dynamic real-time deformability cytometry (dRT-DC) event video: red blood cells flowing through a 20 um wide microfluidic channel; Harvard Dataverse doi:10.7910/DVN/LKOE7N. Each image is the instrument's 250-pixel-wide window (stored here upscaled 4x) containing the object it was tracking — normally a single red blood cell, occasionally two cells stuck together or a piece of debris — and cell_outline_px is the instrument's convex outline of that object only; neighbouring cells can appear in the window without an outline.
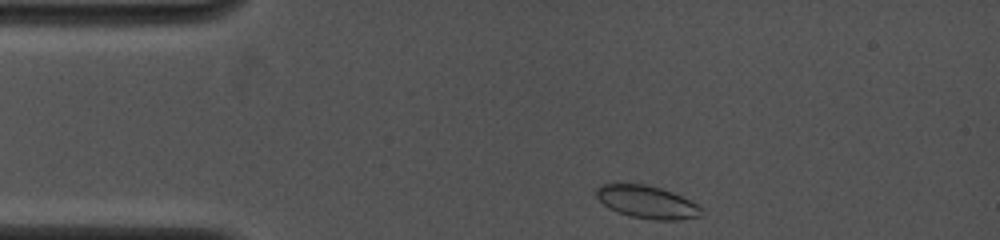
{"species": "common noctule bat (a hibernating species)", "species_latin": "Nyctalus noctula", "temperature_condition": "cold", "stored_images_in_passage": 11, "camera_frame_rate_fps": 4000, "um_per_image_px": 0.085, "animal": {"sex": "female", "body_mass_g": 19.0, "forearm_length_mm": 53.3}, "frame": {"image": 1, "passage_image": 1, "time_ms": 0.0, "image_size_px": [1000, 240], "cell_outline_px": [[704, 216], [680, 220], [652, 220], [628, 216], [608, 208], [596, 196], [596, 188], [600, 184], [644, 184], [660, 188], [672, 192], [704, 208]], "centroid_in_image_um": [55.03, 17.2], "position_along_channel_um": 30.0, "area_um2": 20.17}}
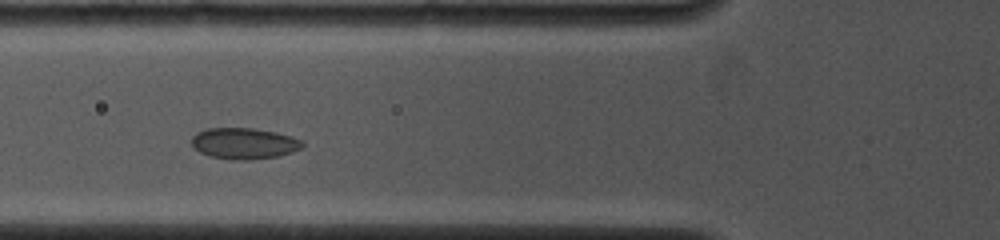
{"frame": {"image": 2, "passage_image": 6, "time_ms": 3.0, "image_size_px": [1000, 240], "cell_outline_px": [[304, 144], [300, 148], [292, 152], [276, 156], [248, 160], [232, 160], [208, 156], [192, 148], [192, 136], [196, 132], [208, 128], [252, 128], [276, 132], [292, 136], [304, 140]], "centroid_in_image_um": [20.73, 12.19], "position_along_channel_um": 105.1, "area_um2": 20.29}}
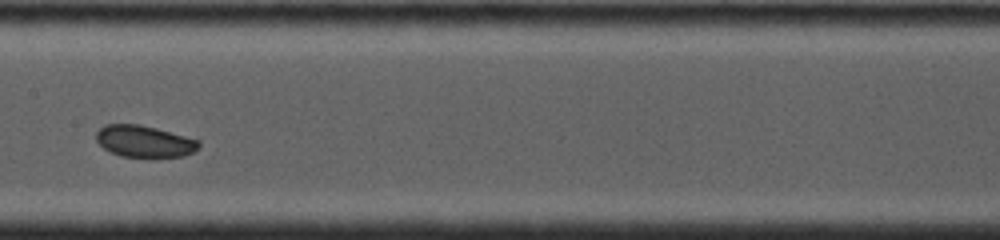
{"frame": {"image": 3, "passage_image": 10, "time_ms": 5.25, "image_size_px": [1000, 240], "cell_outline_px": [[200, 148], [184, 156], [120, 156], [104, 148], [96, 140], [96, 132], [104, 124], [140, 124], [156, 128], [200, 140]], "centroid_in_image_um": [12.27, 11.99], "position_along_channel_um": 195.1, "area_um2": 18.79}}